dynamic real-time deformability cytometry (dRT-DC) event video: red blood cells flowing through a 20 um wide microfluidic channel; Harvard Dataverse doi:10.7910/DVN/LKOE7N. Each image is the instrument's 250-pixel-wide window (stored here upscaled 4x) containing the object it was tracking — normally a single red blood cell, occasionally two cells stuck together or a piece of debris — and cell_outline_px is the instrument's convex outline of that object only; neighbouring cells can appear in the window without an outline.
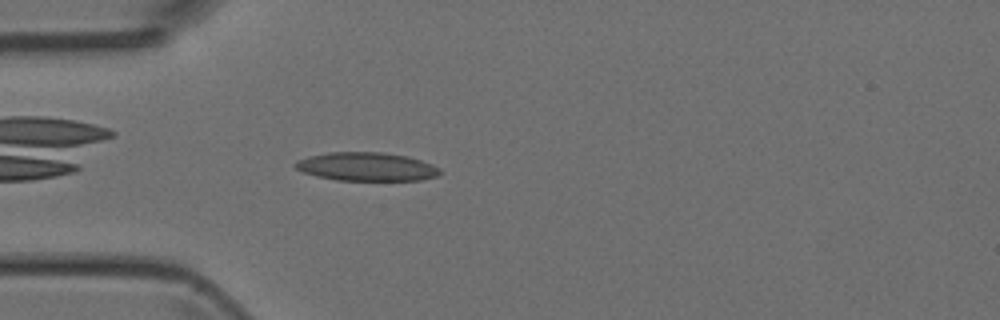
{"species": "Egyptian fruit bat (a non-hibernating species)", "species_latin": "Rousettus aegyptiacus", "temperature_condition": "room temperature", "stored_images_in_passage": 35, "camera_frame_rate_fps": 3000, "um_per_image_px": 0.085, "animal": {"sex": "female"}, "frame": {"image": 1, "passage_image": 1, "time_ms": 0.0, "image_size_px": [1000, 320], "cell_outline_px": [[444, 172], [436, 176], [420, 180], [336, 180], [316, 176], [304, 172], [296, 168], [292, 164], [296, 160], [308, 156], [328, 152], [380, 152], [408, 156], [432, 164], [440, 168]], "centroid_in_image_um": [31.15, 14.16], "position_along_channel_um": 53.8, "area_um2": 24.16}}
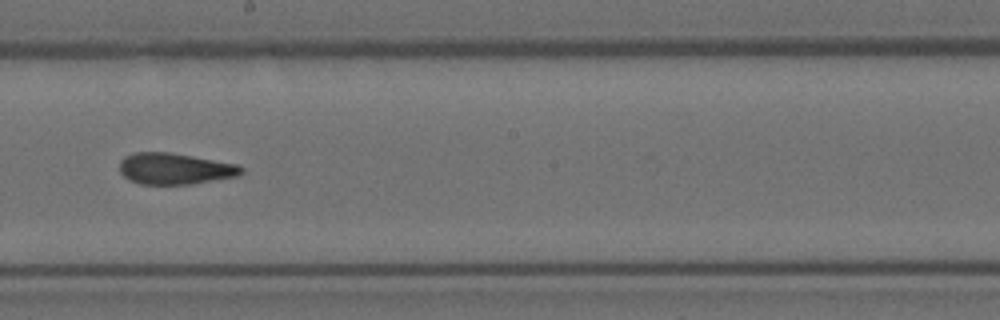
{"frame": {"image": 2, "passage_image": 14, "time_ms": 4.333, "image_size_px": [1000, 320], "cell_outline_px": [[244, 172], [240, 176], [192, 184], [140, 184], [128, 180], [120, 172], [120, 160], [124, 156], [136, 152], [168, 152], [240, 164], [244, 168]], "centroid_in_image_um": [14.9, 14.34], "position_along_channel_um": 233.3, "area_um2": 22.48}}
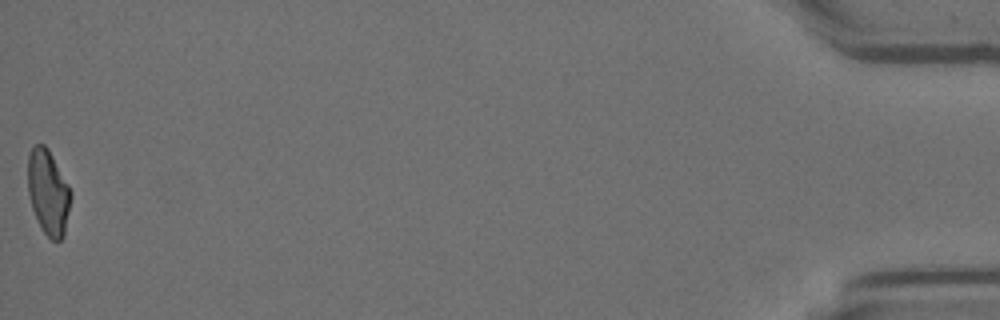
{"frame": {"image": 3, "passage_image": 35, "time_ms": 11.333, "image_size_px": [1000, 320], "cell_outline_px": [[72, 196], [64, 236], [60, 240], [52, 240], [40, 228], [32, 208], [28, 192], [28, 156], [32, 148], [36, 144], [44, 144], [48, 148], [68, 184], [72, 192]], "centroid_in_image_um": [4.11, 16.35], "position_along_channel_um": 431.1, "area_um2": 21.33}}